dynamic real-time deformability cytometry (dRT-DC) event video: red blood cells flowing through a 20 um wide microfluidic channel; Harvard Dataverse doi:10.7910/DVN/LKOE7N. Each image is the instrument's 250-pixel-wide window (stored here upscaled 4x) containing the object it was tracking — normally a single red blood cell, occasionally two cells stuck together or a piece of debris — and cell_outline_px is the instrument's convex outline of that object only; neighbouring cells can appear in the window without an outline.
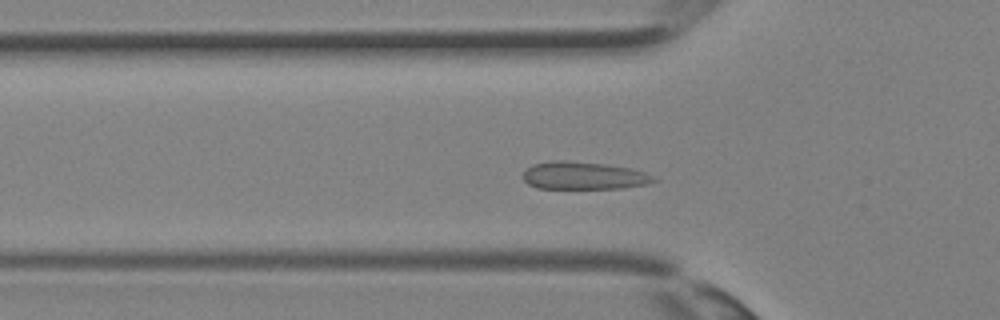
{"species": "Egyptian fruit bat (a non-hibernating species)", "species_latin": "Rousettus aegyptiacus", "temperature_condition": "room temperature", "stored_images_in_passage": 32, "camera_frame_rate_fps": 3000, "um_per_image_px": 0.085, "animal": {"sex": "female"}, "frame": {"image": 1, "passage_image": 8, "time_ms": 2.333, "image_size_px": [1000, 320], "cell_outline_px": [[656, 180], [644, 184], [620, 188], [536, 188], [528, 184], [524, 180], [524, 172], [532, 164], [552, 160], [564, 160], [608, 164], [628, 168], [644, 172], [652, 176]], "centroid_in_image_um": [49.55, 14.92], "position_along_channel_um": 76.3, "area_um2": 20.81}}
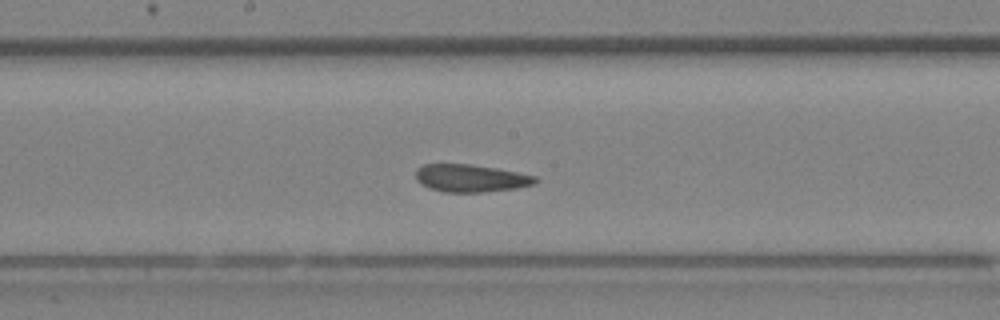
{"frame": {"image": 2, "passage_image": 15, "time_ms": 4.667, "image_size_px": [1000, 320], "cell_outline_px": [[540, 180], [536, 184], [516, 188], [484, 192], [444, 192], [428, 188], [420, 184], [416, 180], [416, 168], [424, 164], [468, 164], [496, 168], [536, 176]], "centroid_in_image_um": [40.0, 15.15], "position_along_channel_um": 208.2, "area_um2": 19.36}}
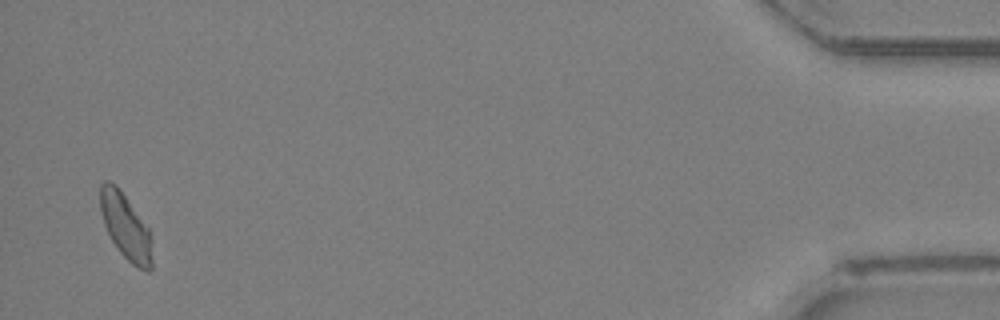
{"frame": {"image": 3, "passage_image": 31, "time_ms": 10.0, "image_size_px": [1000, 320], "cell_outline_px": [[152, 268], [148, 272], [132, 264], [120, 252], [112, 240], [104, 224], [100, 212], [100, 184], [104, 180], [108, 180], [116, 184], [148, 228], [152, 260]], "centroid_in_image_um": [10.64, 19.23], "position_along_channel_um": 424.6, "area_um2": 19.42}}